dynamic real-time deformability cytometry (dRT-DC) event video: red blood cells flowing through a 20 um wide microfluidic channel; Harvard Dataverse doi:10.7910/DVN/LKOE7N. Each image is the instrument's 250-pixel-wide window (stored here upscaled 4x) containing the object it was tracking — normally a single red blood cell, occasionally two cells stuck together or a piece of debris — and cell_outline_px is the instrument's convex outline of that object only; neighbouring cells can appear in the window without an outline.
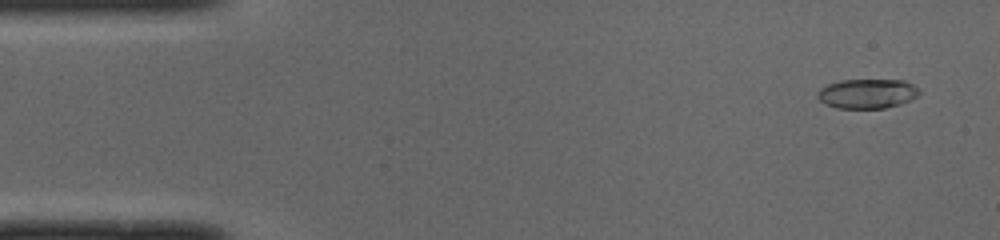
{"species": "common noctule bat (a hibernating species)", "species_latin": "Nyctalus noctula", "temperature_condition": "cold", "stored_images_in_passage": 50, "camera_frame_rate_fps": 3000, "um_per_image_px": 0.085, "animal": {"sex": "male", "body_mass_g": 19.0, "forearm_length_mm": 50.8}, "frame": {"image": 1, "passage_image": 3, "time_ms": 0.667, "image_size_px": [1000, 240], "cell_outline_px": [[920, 92], [916, 96], [900, 104], [884, 108], [836, 108], [820, 100], [816, 96], [820, 88], [828, 84], [840, 80], [904, 80], [920, 88]], "centroid_in_image_um": [73.72, 7.95], "position_along_channel_um": 11.3, "area_um2": 17.4}}
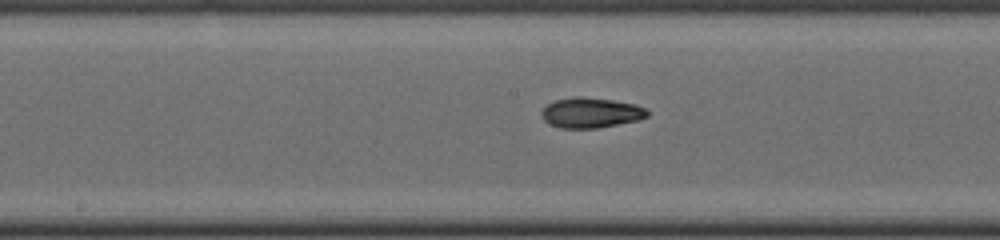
{"frame": {"image": 2, "passage_image": 25, "time_ms": 8.0, "image_size_px": [1000, 240], "cell_outline_px": [[648, 116], [640, 120], [596, 128], [560, 128], [544, 120], [540, 116], [540, 112], [548, 104], [556, 100], [576, 96], [580, 96], [612, 100], [636, 104], [648, 108]], "centroid_in_image_um": [50.25, 9.58], "position_along_channel_um": 197.9, "area_um2": 18.67}}
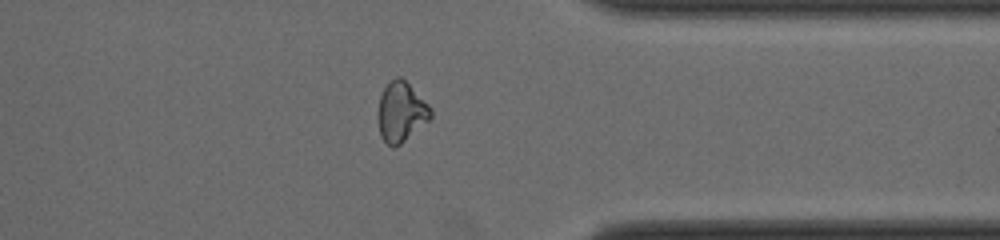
{"frame": {"image": 3, "passage_image": 39, "time_ms": 12.667, "image_size_px": [1000, 240], "cell_outline_px": [[432, 116], [428, 120], [400, 144], [392, 148], [380, 136], [376, 116], [376, 112], [380, 96], [384, 88], [396, 76], [400, 76], [432, 108]], "centroid_in_image_um": [34.05, 9.52], "position_along_channel_um": 377.4, "area_um2": 18.26}, "authors_computed_cell_mechanics": {"area_um2": 18.0625, "velocity_mm_per_s": 4.0216, "shape_relaxation_time_tau1_ms": 9.1353, "shape_relaxation_time_tau2_ms": 3.0615, "deformation_change_tau1": 0.2729, "deformation_change_tau2": 0.0838}}